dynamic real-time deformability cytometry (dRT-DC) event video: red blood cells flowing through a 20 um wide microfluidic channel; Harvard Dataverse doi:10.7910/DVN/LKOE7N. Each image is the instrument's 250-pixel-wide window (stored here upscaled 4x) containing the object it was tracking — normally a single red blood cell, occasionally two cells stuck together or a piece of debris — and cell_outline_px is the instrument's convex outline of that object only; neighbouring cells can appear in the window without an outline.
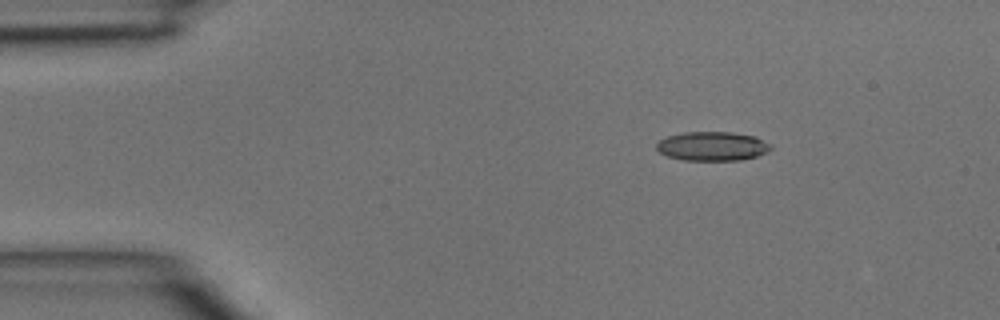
{"species": "common noctule bat (a hibernating species)", "species_latin": "Nyctalus noctula", "temperature_condition": "room temperature", "stored_images_in_passage": 4, "segment_of_instrument_passage": [2, 2], "camera_frame_rate_fps": 3000, "um_per_image_px": 0.085, "animal": {"sex": "male", "body_mass_g": 15.6}, "frame": {"image": 1, "passage_image": 4, "time_ms": 1.0, "image_size_px": [1000, 320], "cell_outline_px": [[772, 148], [768, 152], [756, 156], [740, 160], [684, 160], [668, 156], [660, 152], [656, 148], [656, 144], [660, 140], [668, 136], [684, 132], [732, 132], [756, 136], [772, 144]], "centroid_in_image_um": [60.59, 12.42], "position_along_channel_um": 24.4, "area_um2": 19.42}}